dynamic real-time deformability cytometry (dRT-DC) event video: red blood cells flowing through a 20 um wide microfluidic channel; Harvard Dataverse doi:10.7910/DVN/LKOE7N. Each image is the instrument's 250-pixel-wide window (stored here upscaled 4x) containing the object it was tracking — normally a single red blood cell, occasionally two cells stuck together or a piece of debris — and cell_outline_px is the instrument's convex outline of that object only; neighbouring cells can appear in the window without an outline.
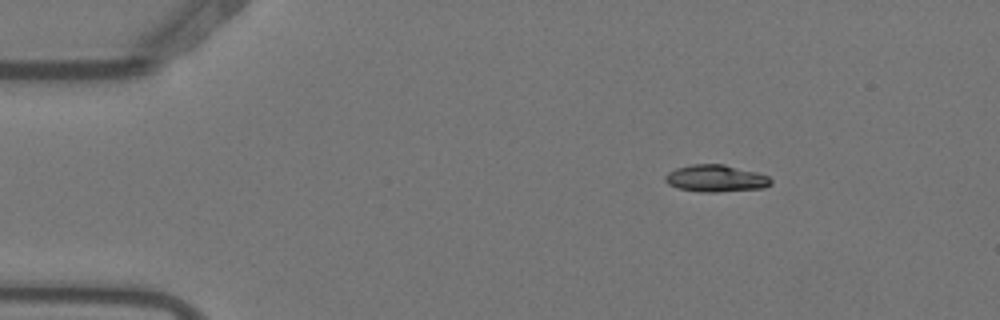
{"species": "Egyptian fruit bat (a non-hibernating species)", "species_latin": "Rousettus aegyptiacus", "temperature_condition": "warm", "stored_images_in_passage": 5, "camera_frame_rate_fps": 3000, "um_per_image_px": 0.085, "animal": {"sex": "female"}, "frame": {"image": 1, "passage_image": 3, "time_ms": 0.667, "image_size_px": [1000, 320], "cell_outline_px": [[772, 184], [764, 188], [716, 192], [704, 192], [680, 188], [668, 184], [664, 180], [664, 176], [668, 172], [676, 168], [692, 164], [724, 164], [756, 172], [768, 176], [772, 180]], "centroid_in_image_um": [60.85, 15.16], "position_along_channel_um": 24.1, "area_um2": 16.59}}
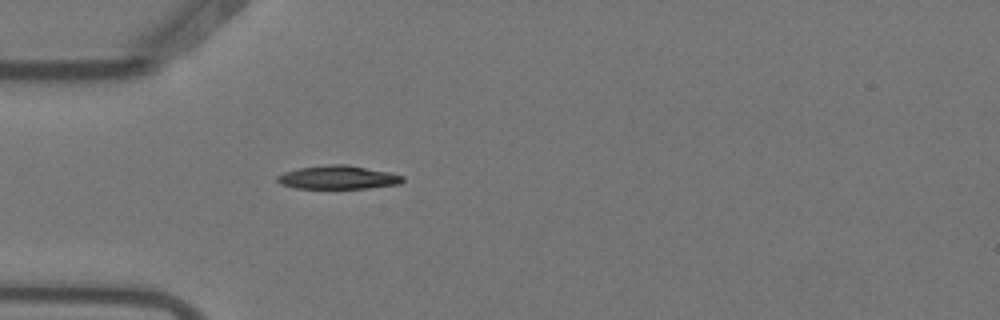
{"frame": {"image": 2, "passage_image": 5, "time_ms": 1.333, "image_size_px": [1000, 320], "cell_outline_px": [[404, 180], [400, 184], [368, 188], [296, 188], [280, 184], [276, 180], [276, 176], [284, 172], [300, 168], [328, 164], [348, 164], [388, 172], [404, 176]], "centroid_in_image_um": [28.73, 15.07], "position_along_channel_um": 56.3, "area_um2": 17.17}}